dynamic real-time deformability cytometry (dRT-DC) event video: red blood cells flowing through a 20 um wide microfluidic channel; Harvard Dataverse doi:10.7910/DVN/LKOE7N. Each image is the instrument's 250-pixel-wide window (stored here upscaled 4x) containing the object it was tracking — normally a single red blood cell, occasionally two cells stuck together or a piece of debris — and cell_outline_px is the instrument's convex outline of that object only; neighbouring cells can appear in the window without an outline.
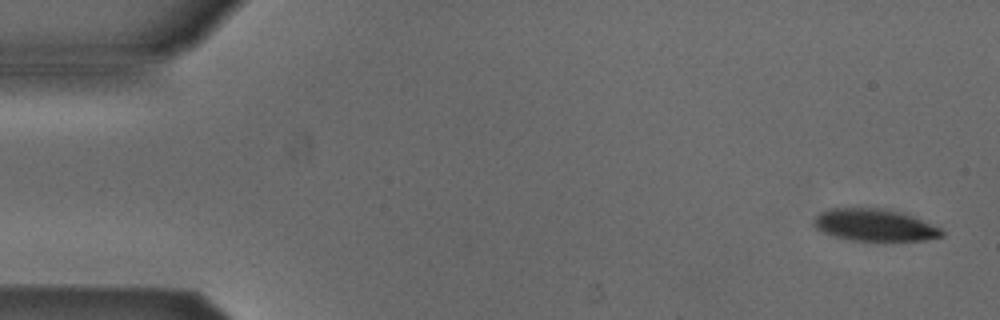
{"species": "Egyptian fruit bat (a non-hibernating species)", "species_latin": "Rousettus aegyptiacus", "temperature_condition": "cold", "stored_images_in_passage": 3, "camera_frame_rate_fps": 3000, "um_per_image_px": 0.085, "animal": {"sex": "male"}, "frame": {"image": 1, "passage_image": 1, "time_ms": 0.0, "image_size_px": [1000, 320], "cell_outline_px": [[944, 236], [924, 240], [884, 244], [852, 240], [836, 236], [824, 232], [816, 228], [812, 224], [816, 216], [820, 212], [828, 208], [884, 208], [900, 212], [912, 216], [940, 228], [944, 232]], "centroid_in_image_um": [74.37, 19.17], "position_along_channel_um": 10.6, "area_um2": 24.68}}